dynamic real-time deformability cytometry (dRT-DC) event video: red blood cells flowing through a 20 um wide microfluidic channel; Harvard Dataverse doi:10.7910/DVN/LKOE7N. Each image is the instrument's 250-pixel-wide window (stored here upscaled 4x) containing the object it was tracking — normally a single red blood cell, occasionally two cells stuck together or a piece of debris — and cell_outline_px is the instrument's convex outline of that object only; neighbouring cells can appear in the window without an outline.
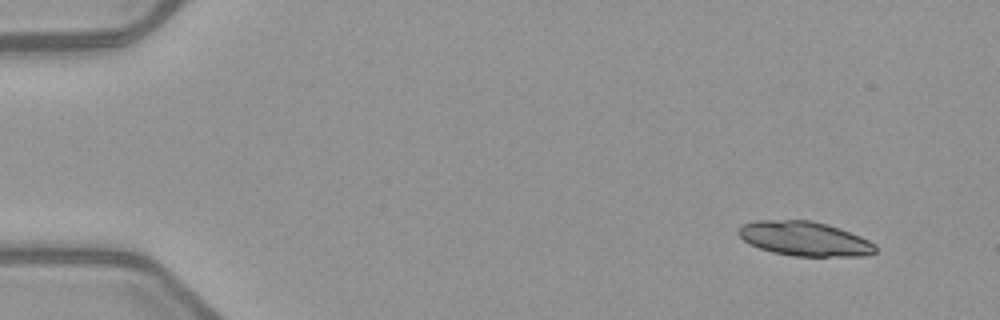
{"species": "common noctule bat (a hibernating species)", "species_latin": "Nyctalus noctula", "temperature_condition": "warm", "stored_images_in_passage": 2, "camera_frame_rate_fps": 3000, "um_per_image_px": 0.085, "animal": {"sex": "female", "body_mass_g": 21.9}, "frame": {"image": 1, "passage_image": 2, "time_ms": 2.0, "image_size_px": [1000, 320], "cell_outline_px": [[876, 252], [864, 256], [792, 256], [772, 252], [748, 244], [736, 232], [744, 224], [756, 220], [812, 220], [828, 224], [840, 228], [860, 236], [876, 244]], "centroid_in_image_um": [68.4, 20.29], "position_along_channel_um": 16.6, "area_um2": 27.57}}